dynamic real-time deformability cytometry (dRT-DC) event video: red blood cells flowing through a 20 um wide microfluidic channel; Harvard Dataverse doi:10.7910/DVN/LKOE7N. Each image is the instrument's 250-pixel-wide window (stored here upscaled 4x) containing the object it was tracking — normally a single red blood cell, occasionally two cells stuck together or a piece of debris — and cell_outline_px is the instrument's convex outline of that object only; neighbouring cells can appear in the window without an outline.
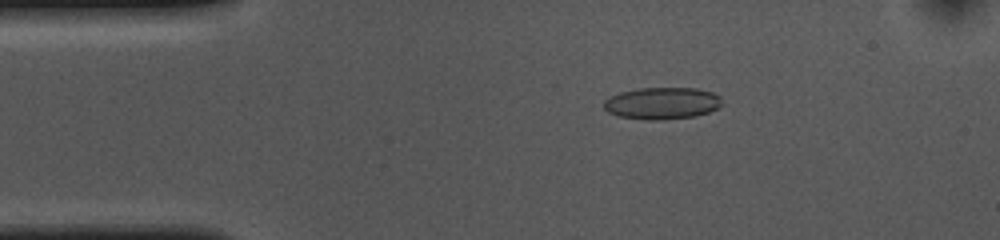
{"species": "common noctule bat (a hibernating species)", "species_latin": "Nyctalus noctula", "temperature_condition": "cold", "stored_images_in_passage": 54, "camera_frame_rate_fps": 3000, "um_per_image_px": 0.085, "animal": {"sex": "female", "body_mass_g": 10.0, "forearm_length_mm": 53.1}, "frame": {"image": 1, "passage_image": 9, "time_ms": 2.667, "image_size_px": [1000, 240], "cell_outline_px": [[720, 104], [716, 108], [708, 112], [696, 116], [664, 120], [648, 120], [620, 116], [608, 112], [604, 108], [604, 100], [620, 92], [640, 88], [696, 88], [712, 92], [720, 96]], "centroid_in_image_um": [56.27, 8.78], "position_along_channel_um": 28.7, "area_um2": 21.85}}
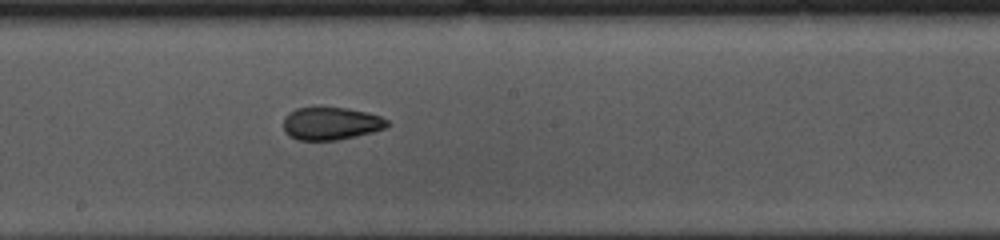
{"frame": {"image": 2, "passage_image": 28, "time_ms": 9.0, "image_size_px": [1000, 240], "cell_outline_px": [[392, 124], [384, 128], [372, 132], [356, 136], [336, 140], [296, 140], [288, 136], [284, 132], [284, 116], [288, 112], [296, 108], [348, 108], [380, 116], [388, 120]], "centroid_in_image_um": [28.11, 10.51], "position_along_channel_um": 220.1, "area_um2": 19.83}}
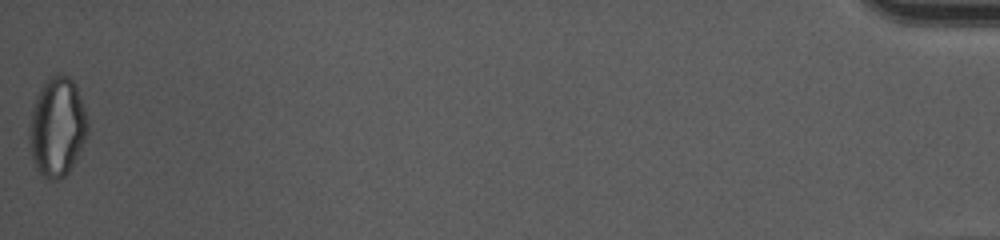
{"frame": {"image": 3, "passage_image": 54, "time_ms": 17.667, "image_size_px": [1000, 240], "cell_outline_px": [[88, 132], [76, 160], [68, 172], [60, 180], [48, 180], [36, 168], [32, 156], [28, 136], [28, 132], [32, 112], [36, 96], [40, 88], [48, 76], [56, 72], [60, 72], [68, 76], [76, 84], [88, 120]], "centroid_in_image_um": [4.86, 10.76], "position_along_channel_um": 430.3, "area_um2": 33.99}, "authors_computed_cell_mechanics": {"area_um2": 21.1548, "velocity_mm_per_s": 3.6335, "shape_relaxation_time_tau1_ms": 10.3315, "shape_relaxation_time_tau2_ms": 1.965, "deformation_change_tau1": 0.199, "deformation_change_tau2": 0.0736}}